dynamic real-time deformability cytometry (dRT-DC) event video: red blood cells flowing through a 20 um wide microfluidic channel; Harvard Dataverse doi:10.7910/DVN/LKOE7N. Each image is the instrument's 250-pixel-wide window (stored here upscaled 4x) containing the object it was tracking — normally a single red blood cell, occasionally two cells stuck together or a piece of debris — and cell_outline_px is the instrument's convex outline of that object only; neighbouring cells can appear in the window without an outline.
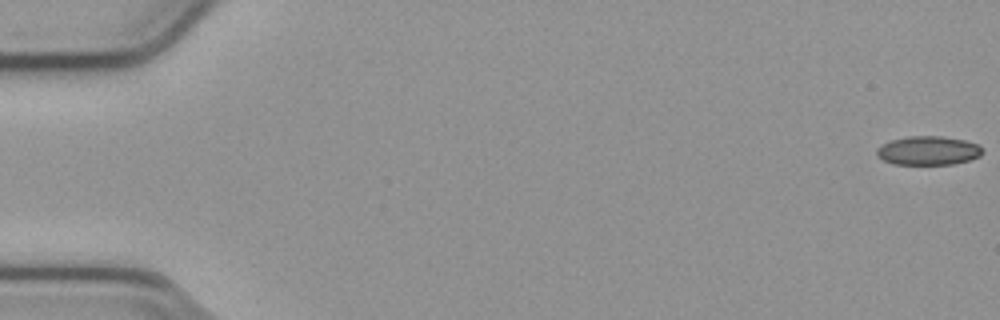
{"species": "common noctule bat (a hibernating species)", "species_latin": "Nyctalus noctula", "temperature_condition": "cold", "stored_images_in_passage": 54, "camera_frame_rate_fps": 3000, "um_per_image_px": 0.085, "animal": {"sex": "male", "body_mass_g": 23.1, "forearm_length_mm": 52.7}, "frame": {"image": 1, "passage_image": 1, "time_ms": 0.0, "image_size_px": [1000, 320], "cell_outline_px": [[984, 152], [980, 156], [968, 160], [952, 164], [892, 164], [876, 156], [876, 148], [892, 140], [908, 136], [944, 136], [964, 140], [980, 144]], "centroid_in_image_um": [78.92, 12.79], "position_along_channel_um": 6.1, "area_um2": 17.86}}
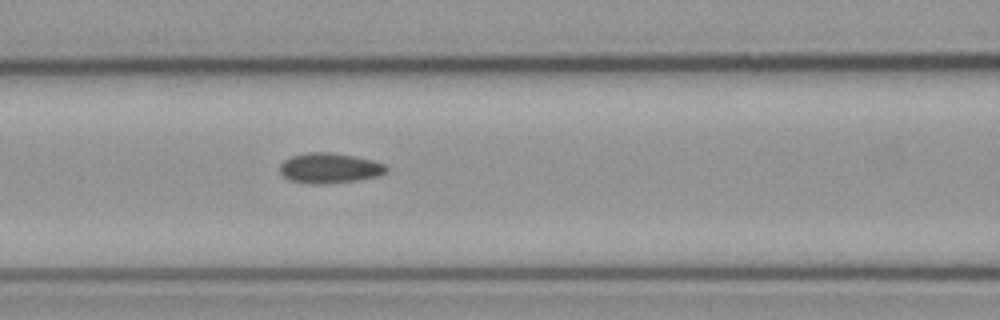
{"frame": {"image": 2, "passage_image": 24, "time_ms": 7.667, "image_size_px": [1000, 320], "cell_outline_px": [[388, 168], [384, 172], [376, 176], [360, 180], [320, 184], [308, 184], [292, 180], [284, 176], [280, 172], [280, 164], [284, 160], [292, 156], [308, 152], [332, 152], [356, 156], [372, 160], [384, 164]], "centroid_in_image_um": [28.0, 14.28], "position_along_channel_um": 138.6, "area_um2": 18.67}}
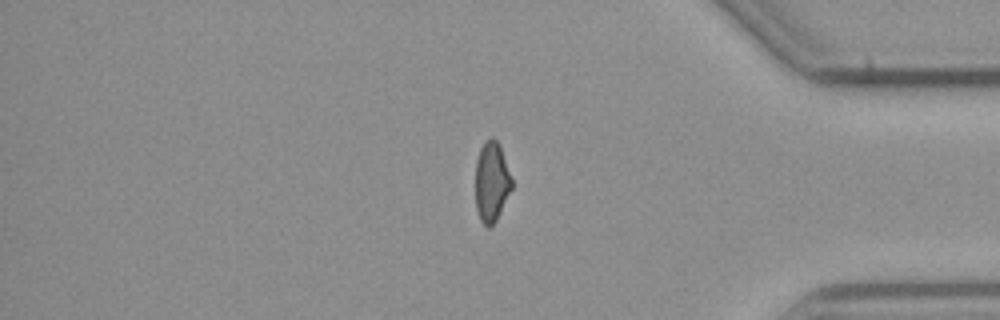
{"frame": {"image": 3, "passage_image": 46, "time_ms": 15.0, "image_size_px": [1000, 320], "cell_outline_px": [[512, 188], [496, 220], [488, 228], [480, 220], [476, 208], [476, 160], [480, 148], [492, 136], [496, 140], [500, 148], [512, 180]], "centroid_in_image_um": [41.77, 15.48], "position_along_channel_um": 393.4, "area_um2": 16.53}}